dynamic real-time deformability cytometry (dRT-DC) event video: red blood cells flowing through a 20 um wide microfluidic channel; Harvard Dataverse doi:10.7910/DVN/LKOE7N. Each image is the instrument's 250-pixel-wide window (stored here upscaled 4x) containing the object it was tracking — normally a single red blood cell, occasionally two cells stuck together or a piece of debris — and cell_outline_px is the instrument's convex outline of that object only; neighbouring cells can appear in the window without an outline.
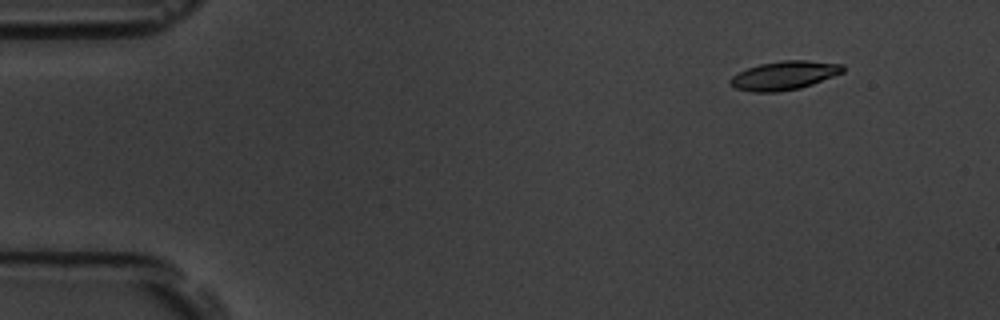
{"species": "common noctule bat (a hibernating species)", "species_latin": "Nyctalus noctula", "temperature_condition": "room temperature", "stored_images_in_passage": 5, "camera_frame_rate_fps": 3000, "um_per_image_px": 0.085, "animal": {"sex": "male", "body_mass_g": 19.5, "forearm_length_mm": 54.6}, "frame": {"image": 1, "passage_image": 1, "time_ms": 0.0, "image_size_px": [1000, 320], "cell_outline_px": [[844, 72], [812, 84], [800, 88], [776, 92], [752, 92], [736, 88], [728, 84], [728, 80], [732, 76], [748, 68], [760, 64], [784, 60], [804, 60], [844, 64]], "centroid_in_image_um": [66.65, 6.42], "position_along_channel_um": 18.3, "area_um2": 18.79}}
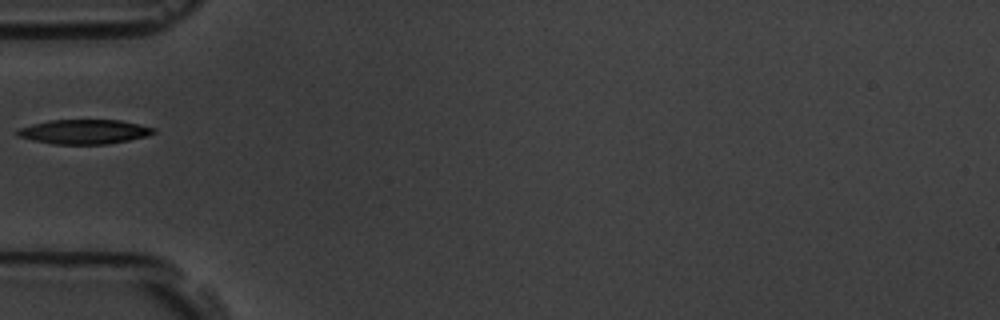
{"frame": {"image": 2, "passage_image": 4, "time_ms": 4.333, "image_size_px": [1000, 320], "cell_outline_px": [[156, 132], [144, 136], [128, 140], [108, 144], [52, 144], [32, 140], [20, 136], [16, 132], [20, 128], [32, 124], [52, 120], [120, 120], [156, 128]], "centroid_in_image_um": [7.17, 11.2], "position_along_channel_um": 77.8, "area_um2": 19.19}}
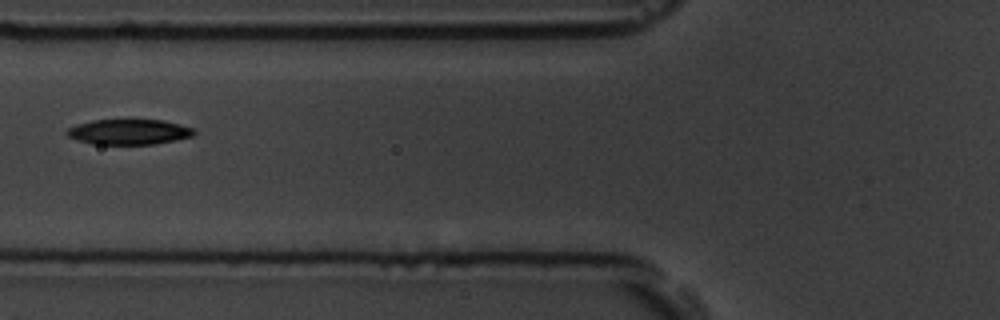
{"frame": {"image": 3, "passage_image": 5, "time_ms": 5.333, "image_size_px": [1000, 320], "cell_outline_px": [[196, 132], [192, 136], [176, 140], [152, 144], [92, 144], [68, 136], [64, 132], [68, 128], [76, 124], [92, 120], [164, 120], [180, 124], [192, 128]], "centroid_in_image_um": [10.95, 11.2], "position_along_channel_um": 114.9, "area_um2": 18.67}}